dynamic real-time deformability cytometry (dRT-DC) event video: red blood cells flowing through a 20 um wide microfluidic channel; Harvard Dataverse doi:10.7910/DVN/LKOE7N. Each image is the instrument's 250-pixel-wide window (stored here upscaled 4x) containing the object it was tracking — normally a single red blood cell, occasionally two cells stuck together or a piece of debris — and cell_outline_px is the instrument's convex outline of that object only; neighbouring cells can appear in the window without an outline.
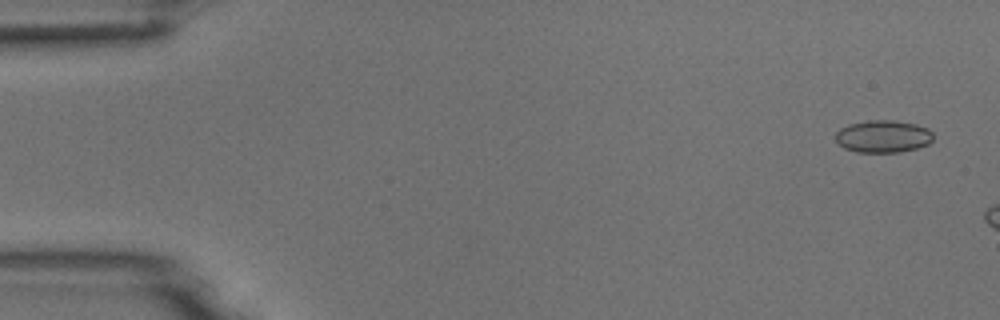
{"species": "common noctule bat (a hibernating species)", "species_latin": "Nyctalus noctula", "temperature_condition": "room temperature", "stored_images_in_passage": 3, "camera_frame_rate_fps": 3000, "um_per_image_px": 0.085, "animal": {"sex": "male", "body_mass_g": 18.8}, "frame": {"image": 1, "passage_image": 1, "time_ms": 0.0, "image_size_px": [1000, 320], "cell_outline_px": [[932, 140], [928, 144], [916, 148], [900, 152], [856, 152], [844, 148], [836, 140], [836, 132], [840, 128], [848, 124], [868, 120], [892, 120], [916, 124], [928, 128], [932, 132]], "centroid_in_image_um": [75.05, 11.59], "position_along_channel_um": 9.9, "area_um2": 18.44}}